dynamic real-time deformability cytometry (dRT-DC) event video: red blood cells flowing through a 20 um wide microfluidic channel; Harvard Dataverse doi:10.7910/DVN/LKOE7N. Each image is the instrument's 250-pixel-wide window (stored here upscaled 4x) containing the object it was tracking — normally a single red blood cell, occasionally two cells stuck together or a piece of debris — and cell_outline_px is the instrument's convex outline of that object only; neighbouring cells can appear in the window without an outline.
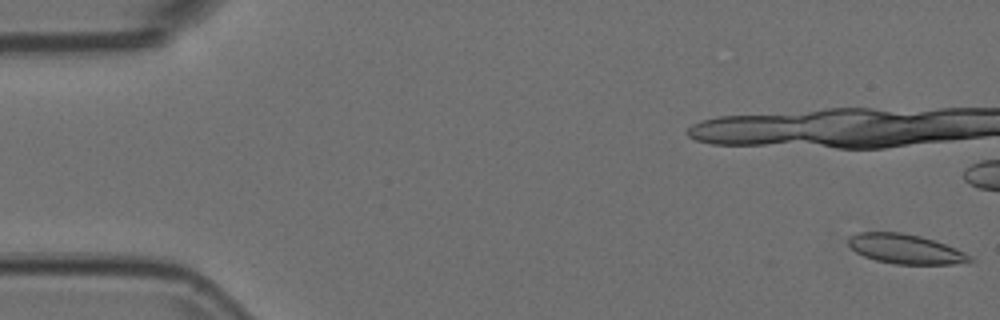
{"species": "Egyptian fruit bat (a non-hibernating species)", "species_latin": "Rousettus aegyptiacus", "temperature_condition": "room temperature", "stored_images_in_passage": 42, "camera_frame_rate_fps": 3000, "um_per_image_px": 0.085, "animal": {"sex": "female"}, "frame": {"image": 1, "passage_image": 1, "time_ms": 0.0, "image_size_px": [1000, 320], "cell_outline_px": [[976, 260], [952, 264], [896, 264], [876, 260], [864, 256], [856, 252], [848, 244], [848, 236], [860, 232], [900, 232], [920, 236], [956, 248], [972, 256]], "centroid_in_image_um": [76.96, 21.16], "position_along_channel_um": 8.0, "area_um2": 20.81}}